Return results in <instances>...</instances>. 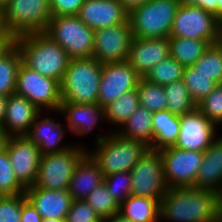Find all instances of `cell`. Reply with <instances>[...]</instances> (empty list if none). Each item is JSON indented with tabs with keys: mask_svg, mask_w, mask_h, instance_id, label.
I'll return each mask as SVG.
<instances>
[{
	"mask_svg": "<svg viewBox=\"0 0 222 222\" xmlns=\"http://www.w3.org/2000/svg\"><path fill=\"white\" fill-rule=\"evenodd\" d=\"M55 113L65 116L67 129L69 132L78 136L91 133L94 127L98 126L99 120H105V107L98 103L72 104L69 102H61L60 108Z\"/></svg>",
	"mask_w": 222,
	"mask_h": 222,
	"instance_id": "ffe728a7",
	"label": "cell"
},
{
	"mask_svg": "<svg viewBox=\"0 0 222 222\" xmlns=\"http://www.w3.org/2000/svg\"><path fill=\"white\" fill-rule=\"evenodd\" d=\"M102 182H104L102 171L87 153L75 168L69 182L68 193L73 200H84Z\"/></svg>",
	"mask_w": 222,
	"mask_h": 222,
	"instance_id": "cb8c5ba5",
	"label": "cell"
},
{
	"mask_svg": "<svg viewBox=\"0 0 222 222\" xmlns=\"http://www.w3.org/2000/svg\"><path fill=\"white\" fill-rule=\"evenodd\" d=\"M5 149L18 181L25 188L33 186L41 159L38 146L26 135L10 136Z\"/></svg>",
	"mask_w": 222,
	"mask_h": 222,
	"instance_id": "2e32d148",
	"label": "cell"
},
{
	"mask_svg": "<svg viewBox=\"0 0 222 222\" xmlns=\"http://www.w3.org/2000/svg\"><path fill=\"white\" fill-rule=\"evenodd\" d=\"M52 16L78 15L85 0H49Z\"/></svg>",
	"mask_w": 222,
	"mask_h": 222,
	"instance_id": "b9f144b4",
	"label": "cell"
},
{
	"mask_svg": "<svg viewBox=\"0 0 222 222\" xmlns=\"http://www.w3.org/2000/svg\"><path fill=\"white\" fill-rule=\"evenodd\" d=\"M26 188L18 181L7 150L0 152V196L24 194Z\"/></svg>",
	"mask_w": 222,
	"mask_h": 222,
	"instance_id": "8d00e7d4",
	"label": "cell"
},
{
	"mask_svg": "<svg viewBox=\"0 0 222 222\" xmlns=\"http://www.w3.org/2000/svg\"><path fill=\"white\" fill-rule=\"evenodd\" d=\"M163 90L167 99V110L173 114L181 116L197 108L183 80L167 84L163 86Z\"/></svg>",
	"mask_w": 222,
	"mask_h": 222,
	"instance_id": "4dcf8cb0",
	"label": "cell"
},
{
	"mask_svg": "<svg viewBox=\"0 0 222 222\" xmlns=\"http://www.w3.org/2000/svg\"><path fill=\"white\" fill-rule=\"evenodd\" d=\"M7 97L0 95V126H3L5 119V107H6Z\"/></svg>",
	"mask_w": 222,
	"mask_h": 222,
	"instance_id": "c3c4849f",
	"label": "cell"
},
{
	"mask_svg": "<svg viewBox=\"0 0 222 222\" xmlns=\"http://www.w3.org/2000/svg\"><path fill=\"white\" fill-rule=\"evenodd\" d=\"M217 194H218L219 203H220L221 206H222V187H221V189L219 190V192H218Z\"/></svg>",
	"mask_w": 222,
	"mask_h": 222,
	"instance_id": "9f6ffc18",
	"label": "cell"
},
{
	"mask_svg": "<svg viewBox=\"0 0 222 222\" xmlns=\"http://www.w3.org/2000/svg\"><path fill=\"white\" fill-rule=\"evenodd\" d=\"M179 0H148L129 12L133 37L169 38Z\"/></svg>",
	"mask_w": 222,
	"mask_h": 222,
	"instance_id": "5b68a950",
	"label": "cell"
},
{
	"mask_svg": "<svg viewBox=\"0 0 222 222\" xmlns=\"http://www.w3.org/2000/svg\"><path fill=\"white\" fill-rule=\"evenodd\" d=\"M136 90L140 106L146 107L151 112L167 110V99L163 86L140 78Z\"/></svg>",
	"mask_w": 222,
	"mask_h": 222,
	"instance_id": "836d02e7",
	"label": "cell"
},
{
	"mask_svg": "<svg viewBox=\"0 0 222 222\" xmlns=\"http://www.w3.org/2000/svg\"><path fill=\"white\" fill-rule=\"evenodd\" d=\"M10 0H0V8L4 9Z\"/></svg>",
	"mask_w": 222,
	"mask_h": 222,
	"instance_id": "11a10c76",
	"label": "cell"
},
{
	"mask_svg": "<svg viewBox=\"0 0 222 222\" xmlns=\"http://www.w3.org/2000/svg\"><path fill=\"white\" fill-rule=\"evenodd\" d=\"M153 143L151 150H162L175 146L180 132V116L169 110L153 112Z\"/></svg>",
	"mask_w": 222,
	"mask_h": 222,
	"instance_id": "d4e9b609",
	"label": "cell"
},
{
	"mask_svg": "<svg viewBox=\"0 0 222 222\" xmlns=\"http://www.w3.org/2000/svg\"><path fill=\"white\" fill-rule=\"evenodd\" d=\"M3 14L6 28L14 38L44 32L52 18L49 0H10Z\"/></svg>",
	"mask_w": 222,
	"mask_h": 222,
	"instance_id": "ba28073f",
	"label": "cell"
},
{
	"mask_svg": "<svg viewBox=\"0 0 222 222\" xmlns=\"http://www.w3.org/2000/svg\"><path fill=\"white\" fill-rule=\"evenodd\" d=\"M183 81L196 105L207 97L217 85L211 77L199 73L193 66L184 68Z\"/></svg>",
	"mask_w": 222,
	"mask_h": 222,
	"instance_id": "e575fe53",
	"label": "cell"
},
{
	"mask_svg": "<svg viewBox=\"0 0 222 222\" xmlns=\"http://www.w3.org/2000/svg\"><path fill=\"white\" fill-rule=\"evenodd\" d=\"M8 137L9 136L4 131V128L0 126V152H2L5 149Z\"/></svg>",
	"mask_w": 222,
	"mask_h": 222,
	"instance_id": "681fc988",
	"label": "cell"
},
{
	"mask_svg": "<svg viewBox=\"0 0 222 222\" xmlns=\"http://www.w3.org/2000/svg\"><path fill=\"white\" fill-rule=\"evenodd\" d=\"M23 194L0 196V222H21Z\"/></svg>",
	"mask_w": 222,
	"mask_h": 222,
	"instance_id": "ab89813d",
	"label": "cell"
},
{
	"mask_svg": "<svg viewBox=\"0 0 222 222\" xmlns=\"http://www.w3.org/2000/svg\"><path fill=\"white\" fill-rule=\"evenodd\" d=\"M184 66L169 57L156 64L144 77L148 82L165 86L183 80Z\"/></svg>",
	"mask_w": 222,
	"mask_h": 222,
	"instance_id": "d6a6232c",
	"label": "cell"
},
{
	"mask_svg": "<svg viewBox=\"0 0 222 222\" xmlns=\"http://www.w3.org/2000/svg\"><path fill=\"white\" fill-rule=\"evenodd\" d=\"M14 43L20 50L25 66L61 83L70 58L47 34L27 33L15 37Z\"/></svg>",
	"mask_w": 222,
	"mask_h": 222,
	"instance_id": "7a4b0ae2",
	"label": "cell"
},
{
	"mask_svg": "<svg viewBox=\"0 0 222 222\" xmlns=\"http://www.w3.org/2000/svg\"><path fill=\"white\" fill-rule=\"evenodd\" d=\"M14 41L15 38L11 34H0V56L14 44Z\"/></svg>",
	"mask_w": 222,
	"mask_h": 222,
	"instance_id": "f6af8a7d",
	"label": "cell"
},
{
	"mask_svg": "<svg viewBox=\"0 0 222 222\" xmlns=\"http://www.w3.org/2000/svg\"><path fill=\"white\" fill-rule=\"evenodd\" d=\"M193 67L217 84H222V42L210 44Z\"/></svg>",
	"mask_w": 222,
	"mask_h": 222,
	"instance_id": "1f68e13d",
	"label": "cell"
},
{
	"mask_svg": "<svg viewBox=\"0 0 222 222\" xmlns=\"http://www.w3.org/2000/svg\"><path fill=\"white\" fill-rule=\"evenodd\" d=\"M140 78L128 61L102 64L97 103L105 107L122 94L135 90Z\"/></svg>",
	"mask_w": 222,
	"mask_h": 222,
	"instance_id": "9a60e30c",
	"label": "cell"
},
{
	"mask_svg": "<svg viewBox=\"0 0 222 222\" xmlns=\"http://www.w3.org/2000/svg\"><path fill=\"white\" fill-rule=\"evenodd\" d=\"M41 215L37 212L35 207L26 198L25 193L23 194V205L21 212V222H41Z\"/></svg>",
	"mask_w": 222,
	"mask_h": 222,
	"instance_id": "7bdbcfd3",
	"label": "cell"
},
{
	"mask_svg": "<svg viewBox=\"0 0 222 222\" xmlns=\"http://www.w3.org/2000/svg\"><path fill=\"white\" fill-rule=\"evenodd\" d=\"M25 195L42 218L65 219L73 202L68 190H47L30 186L26 188Z\"/></svg>",
	"mask_w": 222,
	"mask_h": 222,
	"instance_id": "44dd1931",
	"label": "cell"
},
{
	"mask_svg": "<svg viewBox=\"0 0 222 222\" xmlns=\"http://www.w3.org/2000/svg\"><path fill=\"white\" fill-rule=\"evenodd\" d=\"M197 108L218 127L222 125V84L197 104Z\"/></svg>",
	"mask_w": 222,
	"mask_h": 222,
	"instance_id": "74e56055",
	"label": "cell"
},
{
	"mask_svg": "<svg viewBox=\"0 0 222 222\" xmlns=\"http://www.w3.org/2000/svg\"><path fill=\"white\" fill-rule=\"evenodd\" d=\"M119 213L133 222H160V200L129 195Z\"/></svg>",
	"mask_w": 222,
	"mask_h": 222,
	"instance_id": "4316f807",
	"label": "cell"
},
{
	"mask_svg": "<svg viewBox=\"0 0 222 222\" xmlns=\"http://www.w3.org/2000/svg\"><path fill=\"white\" fill-rule=\"evenodd\" d=\"M41 222H66L65 219H49V218H42Z\"/></svg>",
	"mask_w": 222,
	"mask_h": 222,
	"instance_id": "db71d44e",
	"label": "cell"
},
{
	"mask_svg": "<svg viewBox=\"0 0 222 222\" xmlns=\"http://www.w3.org/2000/svg\"><path fill=\"white\" fill-rule=\"evenodd\" d=\"M217 192L197 187L168 188L160 200V221L210 222L220 209Z\"/></svg>",
	"mask_w": 222,
	"mask_h": 222,
	"instance_id": "6da1fadb",
	"label": "cell"
},
{
	"mask_svg": "<svg viewBox=\"0 0 222 222\" xmlns=\"http://www.w3.org/2000/svg\"><path fill=\"white\" fill-rule=\"evenodd\" d=\"M40 112L27 98L11 94L7 97L2 127L9 137L26 135Z\"/></svg>",
	"mask_w": 222,
	"mask_h": 222,
	"instance_id": "7402d4cb",
	"label": "cell"
},
{
	"mask_svg": "<svg viewBox=\"0 0 222 222\" xmlns=\"http://www.w3.org/2000/svg\"><path fill=\"white\" fill-rule=\"evenodd\" d=\"M210 222H222V206L220 209L214 214L213 218Z\"/></svg>",
	"mask_w": 222,
	"mask_h": 222,
	"instance_id": "816d5d0a",
	"label": "cell"
},
{
	"mask_svg": "<svg viewBox=\"0 0 222 222\" xmlns=\"http://www.w3.org/2000/svg\"><path fill=\"white\" fill-rule=\"evenodd\" d=\"M180 4L192 5L202 8L212 13L217 18V2L218 0H179Z\"/></svg>",
	"mask_w": 222,
	"mask_h": 222,
	"instance_id": "ee69618b",
	"label": "cell"
},
{
	"mask_svg": "<svg viewBox=\"0 0 222 222\" xmlns=\"http://www.w3.org/2000/svg\"><path fill=\"white\" fill-rule=\"evenodd\" d=\"M21 63V53L15 43L0 56V95L8 97L15 93Z\"/></svg>",
	"mask_w": 222,
	"mask_h": 222,
	"instance_id": "f1b7e54d",
	"label": "cell"
},
{
	"mask_svg": "<svg viewBox=\"0 0 222 222\" xmlns=\"http://www.w3.org/2000/svg\"><path fill=\"white\" fill-rule=\"evenodd\" d=\"M163 175L168 188L195 187L204 153L181 150L174 146L159 150Z\"/></svg>",
	"mask_w": 222,
	"mask_h": 222,
	"instance_id": "8fae6325",
	"label": "cell"
},
{
	"mask_svg": "<svg viewBox=\"0 0 222 222\" xmlns=\"http://www.w3.org/2000/svg\"><path fill=\"white\" fill-rule=\"evenodd\" d=\"M0 34H10L4 22L3 9L0 8Z\"/></svg>",
	"mask_w": 222,
	"mask_h": 222,
	"instance_id": "f907efd6",
	"label": "cell"
},
{
	"mask_svg": "<svg viewBox=\"0 0 222 222\" xmlns=\"http://www.w3.org/2000/svg\"><path fill=\"white\" fill-rule=\"evenodd\" d=\"M170 57L169 38H133L128 62L141 78L160 61Z\"/></svg>",
	"mask_w": 222,
	"mask_h": 222,
	"instance_id": "d6986e66",
	"label": "cell"
},
{
	"mask_svg": "<svg viewBox=\"0 0 222 222\" xmlns=\"http://www.w3.org/2000/svg\"><path fill=\"white\" fill-rule=\"evenodd\" d=\"M133 38L129 21L94 30L92 57L102 64L127 61Z\"/></svg>",
	"mask_w": 222,
	"mask_h": 222,
	"instance_id": "4fadbf2b",
	"label": "cell"
},
{
	"mask_svg": "<svg viewBox=\"0 0 222 222\" xmlns=\"http://www.w3.org/2000/svg\"><path fill=\"white\" fill-rule=\"evenodd\" d=\"M138 106L139 99L136 89L122 94L105 106L107 123L120 128L130 115L136 111Z\"/></svg>",
	"mask_w": 222,
	"mask_h": 222,
	"instance_id": "f546056e",
	"label": "cell"
},
{
	"mask_svg": "<svg viewBox=\"0 0 222 222\" xmlns=\"http://www.w3.org/2000/svg\"><path fill=\"white\" fill-rule=\"evenodd\" d=\"M84 200L102 219L109 218L120 210V205L110 194L104 182L96 186Z\"/></svg>",
	"mask_w": 222,
	"mask_h": 222,
	"instance_id": "d590c367",
	"label": "cell"
},
{
	"mask_svg": "<svg viewBox=\"0 0 222 222\" xmlns=\"http://www.w3.org/2000/svg\"><path fill=\"white\" fill-rule=\"evenodd\" d=\"M84 147L82 143L74 144L65 152L41 156L33 186L47 190H68L76 166L89 150Z\"/></svg>",
	"mask_w": 222,
	"mask_h": 222,
	"instance_id": "52a82bcc",
	"label": "cell"
},
{
	"mask_svg": "<svg viewBox=\"0 0 222 222\" xmlns=\"http://www.w3.org/2000/svg\"><path fill=\"white\" fill-rule=\"evenodd\" d=\"M78 16L92 30L117 26L129 21V12L119 0H85Z\"/></svg>",
	"mask_w": 222,
	"mask_h": 222,
	"instance_id": "e0dca14e",
	"label": "cell"
},
{
	"mask_svg": "<svg viewBox=\"0 0 222 222\" xmlns=\"http://www.w3.org/2000/svg\"><path fill=\"white\" fill-rule=\"evenodd\" d=\"M195 187L219 192L222 187V136L204 150Z\"/></svg>",
	"mask_w": 222,
	"mask_h": 222,
	"instance_id": "603a6c76",
	"label": "cell"
},
{
	"mask_svg": "<svg viewBox=\"0 0 222 222\" xmlns=\"http://www.w3.org/2000/svg\"><path fill=\"white\" fill-rule=\"evenodd\" d=\"M152 115L153 112L139 105L115 132L123 138L140 141L150 147L153 143Z\"/></svg>",
	"mask_w": 222,
	"mask_h": 222,
	"instance_id": "484cf974",
	"label": "cell"
},
{
	"mask_svg": "<svg viewBox=\"0 0 222 222\" xmlns=\"http://www.w3.org/2000/svg\"><path fill=\"white\" fill-rule=\"evenodd\" d=\"M15 94L27 98L41 111H58L62 102L60 82L43 76L23 63L18 71Z\"/></svg>",
	"mask_w": 222,
	"mask_h": 222,
	"instance_id": "30bf717a",
	"label": "cell"
},
{
	"mask_svg": "<svg viewBox=\"0 0 222 222\" xmlns=\"http://www.w3.org/2000/svg\"><path fill=\"white\" fill-rule=\"evenodd\" d=\"M104 183L119 205L131 195L132 182L130 172H117L104 176Z\"/></svg>",
	"mask_w": 222,
	"mask_h": 222,
	"instance_id": "f35d334b",
	"label": "cell"
},
{
	"mask_svg": "<svg viewBox=\"0 0 222 222\" xmlns=\"http://www.w3.org/2000/svg\"><path fill=\"white\" fill-rule=\"evenodd\" d=\"M103 222H133V221H131L128 218H125L122 214L118 212L109 218L103 219Z\"/></svg>",
	"mask_w": 222,
	"mask_h": 222,
	"instance_id": "7dc6e473",
	"label": "cell"
},
{
	"mask_svg": "<svg viewBox=\"0 0 222 222\" xmlns=\"http://www.w3.org/2000/svg\"><path fill=\"white\" fill-rule=\"evenodd\" d=\"M116 130H111L107 134H98L94 140V151H87L104 176L117 172H130L149 149L143 142L121 137L115 132Z\"/></svg>",
	"mask_w": 222,
	"mask_h": 222,
	"instance_id": "3957f363",
	"label": "cell"
},
{
	"mask_svg": "<svg viewBox=\"0 0 222 222\" xmlns=\"http://www.w3.org/2000/svg\"><path fill=\"white\" fill-rule=\"evenodd\" d=\"M102 63L95 58L70 59L60 83L62 102L97 103Z\"/></svg>",
	"mask_w": 222,
	"mask_h": 222,
	"instance_id": "277c9868",
	"label": "cell"
},
{
	"mask_svg": "<svg viewBox=\"0 0 222 222\" xmlns=\"http://www.w3.org/2000/svg\"><path fill=\"white\" fill-rule=\"evenodd\" d=\"M44 33L61 46L70 59L93 55L94 30L78 15L52 16Z\"/></svg>",
	"mask_w": 222,
	"mask_h": 222,
	"instance_id": "8992f818",
	"label": "cell"
},
{
	"mask_svg": "<svg viewBox=\"0 0 222 222\" xmlns=\"http://www.w3.org/2000/svg\"><path fill=\"white\" fill-rule=\"evenodd\" d=\"M222 23L200 7L180 4L169 37L204 40L211 44L221 41Z\"/></svg>",
	"mask_w": 222,
	"mask_h": 222,
	"instance_id": "9c48e42d",
	"label": "cell"
},
{
	"mask_svg": "<svg viewBox=\"0 0 222 222\" xmlns=\"http://www.w3.org/2000/svg\"><path fill=\"white\" fill-rule=\"evenodd\" d=\"M130 173L131 195L161 200L166 194L168 186L159 151L148 149Z\"/></svg>",
	"mask_w": 222,
	"mask_h": 222,
	"instance_id": "7c38bea8",
	"label": "cell"
},
{
	"mask_svg": "<svg viewBox=\"0 0 222 222\" xmlns=\"http://www.w3.org/2000/svg\"><path fill=\"white\" fill-rule=\"evenodd\" d=\"M119 1L123 5V7L128 12H130L132 9H134L135 7L141 6L142 4L147 2L148 0H119Z\"/></svg>",
	"mask_w": 222,
	"mask_h": 222,
	"instance_id": "bcb514c9",
	"label": "cell"
},
{
	"mask_svg": "<svg viewBox=\"0 0 222 222\" xmlns=\"http://www.w3.org/2000/svg\"><path fill=\"white\" fill-rule=\"evenodd\" d=\"M218 126L198 108L180 116V132L174 147L204 152L218 137Z\"/></svg>",
	"mask_w": 222,
	"mask_h": 222,
	"instance_id": "5bb4252c",
	"label": "cell"
},
{
	"mask_svg": "<svg viewBox=\"0 0 222 222\" xmlns=\"http://www.w3.org/2000/svg\"><path fill=\"white\" fill-rule=\"evenodd\" d=\"M210 44L204 40L169 37L170 57L184 67H191L204 54Z\"/></svg>",
	"mask_w": 222,
	"mask_h": 222,
	"instance_id": "83f0119b",
	"label": "cell"
},
{
	"mask_svg": "<svg viewBox=\"0 0 222 222\" xmlns=\"http://www.w3.org/2000/svg\"><path fill=\"white\" fill-rule=\"evenodd\" d=\"M65 221L103 222V219L85 200H73Z\"/></svg>",
	"mask_w": 222,
	"mask_h": 222,
	"instance_id": "60d3db41",
	"label": "cell"
},
{
	"mask_svg": "<svg viewBox=\"0 0 222 222\" xmlns=\"http://www.w3.org/2000/svg\"><path fill=\"white\" fill-rule=\"evenodd\" d=\"M42 114L41 111L36 116L29 132L26 134L38 146L41 156L62 153L72 148L74 145L61 144L63 138L65 139V133H67L66 125L57 122L58 120H54V118L51 119L49 116L43 117Z\"/></svg>",
	"mask_w": 222,
	"mask_h": 222,
	"instance_id": "ac0fdd59",
	"label": "cell"
},
{
	"mask_svg": "<svg viewBox=\"0 0 222 222\" xmlns=\"http://www.w3.org/2000/svg\"><path fill=\"white\" fill-rule=\"evenodd\" d=\"M217 19L222 23V0L217 2Z\"/></svg>",
	"mask_w": 222,
	"mask_h": 222,
	"instance_id": "f5cc1de1",
	"label": "cell"
}]
</instances>
